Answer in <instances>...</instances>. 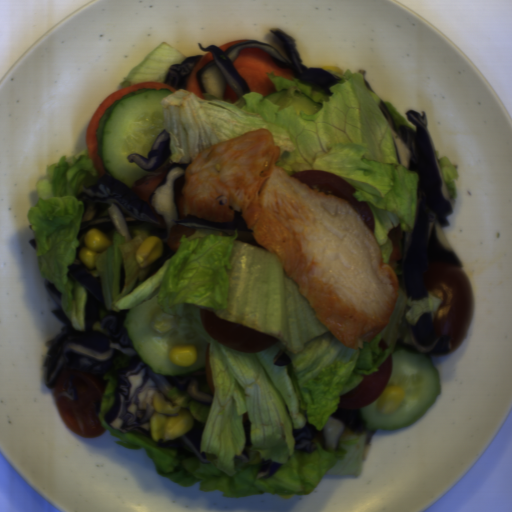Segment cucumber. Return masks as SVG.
<instances>
[{
    "mask_svg": "<svg viewBox=\"0 0 512 512\" xmlns=\"http://www.w3.org/2000/svg\"><path fill=\"white\" fill-rule=\"evenodd\" d=\"M170 89L137 88L105 108L98 120L97 152L102 166L115 180L131 190L145 176H159L176 164L169 156L152 170H143L128 154L148 157L159 134L167 129L161 99Z\"/></svg>",
    "mask_w": 512,
    "mask_h": 512,
    "instance_id": "obj_1",
    "label": "cucumber"
},
{
    "mask_svg": "<svg viewBox=\"0 0 512 512\" xmlns=\"http://www.w3.org/2000/svg\"><path fill=\"white\" fill-rule=\"evenodd\" d=\"M123 329L144 365L165 376L176 377L205 367L208 342L214 339L203 325L202 310L189 304L184 305L181 316L166 314L157 291L125 315ZM188 343L198 348L196 364L186 368L169 362L171 347Z\"/></svg>",
    "mask_w": 512,
    "mask_h": 512,
    "instance_id": "obj_2",
    "label": "cucumber"
},
{
    "mask_svg": "<svg viewBox=\"0 0 512 512\" xmlns=\"http://www.w3.org/2000/svg\"><path fill=\"white\" fill-rule=\"evenodd\" d=\"M390 356L391 367L385 388L399 386L404 394L403 405L395 415L378 412V397L361 407L360 416L367 422V430L409 427L425 416L441 391L439 372L429 354L420 349L395 346Z\"/></svg>",
    "mask_w": 512,
    "mask_h": 512,
    "instance_id": "obj_3",
    "label": "cucumber"
},
{
    "mask_svg": "<svg viewBox=\"0 0 512 512\" xmlns=\"http://www.w3.org/2000/svg\"><path fill=\"white\" fill-rule=\"evenodd\" d=\"M274 91L275 93L264 95V99L278 105L277 111L280 108L292 107L297 114L302 110L306 115H312L322 108V104L294 88L274 89Z\"/></svg>",
    "mask_w": 512,
    "mask_h": 512,
    "instance_id": "obj_4",
    "label": "cucumber"
}]
</instances>
